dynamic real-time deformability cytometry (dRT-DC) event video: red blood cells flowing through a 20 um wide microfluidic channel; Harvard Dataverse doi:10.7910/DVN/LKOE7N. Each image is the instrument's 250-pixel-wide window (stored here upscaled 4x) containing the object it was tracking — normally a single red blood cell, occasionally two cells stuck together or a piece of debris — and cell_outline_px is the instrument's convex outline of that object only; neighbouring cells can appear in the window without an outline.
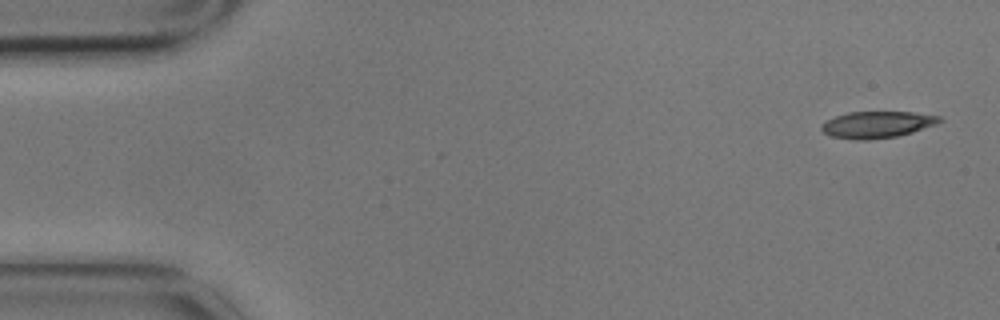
{"species": "common noctule bat (a hibernating species)", "species_latin": "Nyctalus noctula", "temperature_condition": "cold", "stored_images_in_passage": 6, "camera_frame_rate_fps": 3000, "um_per_image_px": 0.085, "animal": {"sex": "male", "body_mass_g": 17.9}, "frame": {"image": 1, "passage_image": 1, "time_ms": 0.0, "image_size_px": [1000, 320], "cell_outline_px": [[944, 120], [936, 124], [912, 132], [896, 136], [868, 140], [852, 140], [832, 136], [824, 132], [820, 128], [820, 124], [824, 120], [848, 112], [912, 112], [940, 116]], "centroid_in_image_um": [74.52, 10.59], "position_along_channel_um": 10.5, "area_um2": 18.38}}
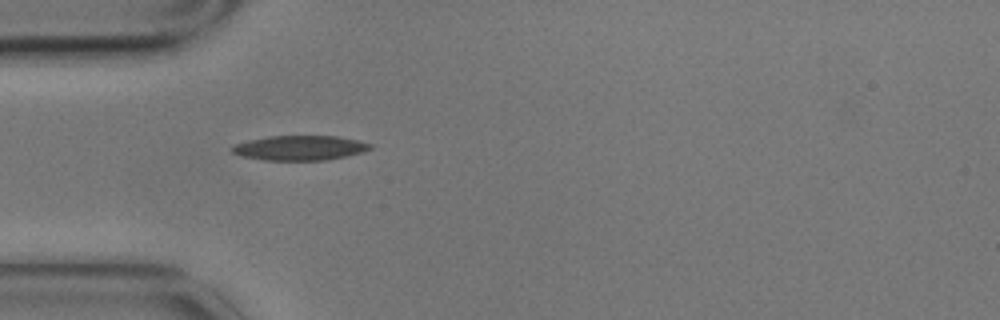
{"frame": {"image": 2, "passage_image": 5, "time_ms": 1.333, "image_size_px": [1000, 320], "cell_outline_px": [[372, 148], [364, 152], [328, 160], [264, 160], [240, 156], [232, 152], [232, 148], [236, 144], [248, 140], [268, 136], [336, 136], [356, 140], [372, 144]], "centroid_in_image_um": [25.5, 12.57], "position_along_channel_um": 59.5, "area_um2": 19.88}}